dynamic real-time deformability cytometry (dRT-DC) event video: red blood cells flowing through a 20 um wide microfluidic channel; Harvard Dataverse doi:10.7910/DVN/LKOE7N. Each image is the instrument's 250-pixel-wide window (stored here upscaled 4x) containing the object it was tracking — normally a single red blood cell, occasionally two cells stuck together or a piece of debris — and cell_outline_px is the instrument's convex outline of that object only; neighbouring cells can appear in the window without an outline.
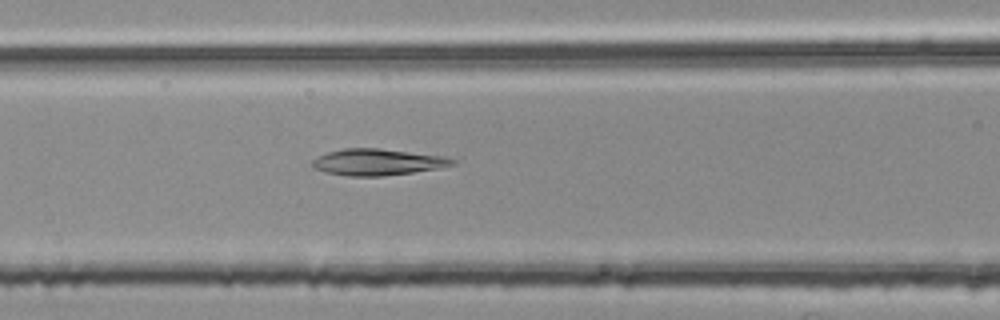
{"species": "common noctule bat (a hibernating species)", "species_latin": "Nyctalus noctula", "temperature_condition": "room temperature", "stored_images_in_passage": 38, "camera_frame_rate_fps": 3000, "um_per_image_px": 0.085, "animal": {"sex": "female", "body_mass_g": 25.1}, "frame": {"image": 1, "passage_image": 12, "time_ms": 3.667, "image_size_px": [1000, 320], "cell_outline_px": [[456, 164], [436, 168], [412, 172], [384, 176], [348, 176], [324, 172], [312, 168], [312, 160], [316, 156], [328, 152], [344, 148], [380, 148], [440, 156], [456, 160]], "centroid_in_image_um": [32.0, 13.78], "position_along_channel_um": 134.6, "area_um2": 21.44}}
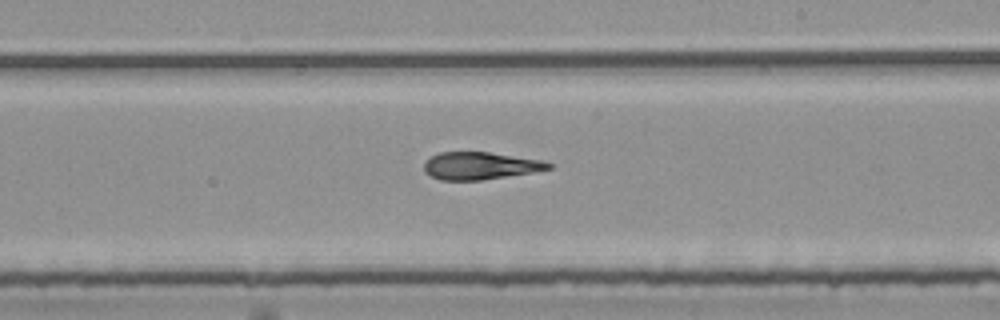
{"frame": {"image": 2, "passage_image": 21, "time_ms": 6.667, "image_size_px": [1000, 320], "cell_outline_px": [[552, 168], [532, 172], [480, 180], [440, 180], [424, 172], [424, 164], [432, 156], [440, 152], [488, 152], [544, 160], [552, 164]], "centroid_in_image_um": [40.82, 14.09], "position_along_channel_um": 248.2, "area_um2": 19.71}}
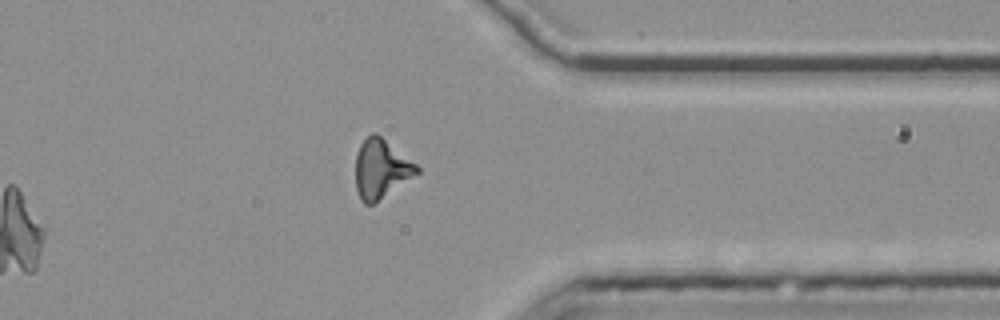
{"frame": {"image": 3, "passage_image": 32, "time_ms": 10.333, "image_size_px": [1000, 320], "cell_outline_px": [[420, 172], [372, 204], [364, 204], [360, 200], [356, 188], [356, 152], [360, 144], [372, 132], [376, 132], [416, 164], [420, 168]], "centroid_in_image_um": [32.37, 14.34], "position_along_channel_um": 379.0, "area_um2": 20.81}, "authors_computed_cell_mechanics": {"area_um2": 20.8658, "velocity_mm_per_s": 3.7999, "shape_relaxation_time_tau1_ms": 7.6767, "shape_relaxation_time_tau2_ms": 2.9873, "deformation_change_tau1": 0.2243, "deformation_change_tau2": 0.1406}}